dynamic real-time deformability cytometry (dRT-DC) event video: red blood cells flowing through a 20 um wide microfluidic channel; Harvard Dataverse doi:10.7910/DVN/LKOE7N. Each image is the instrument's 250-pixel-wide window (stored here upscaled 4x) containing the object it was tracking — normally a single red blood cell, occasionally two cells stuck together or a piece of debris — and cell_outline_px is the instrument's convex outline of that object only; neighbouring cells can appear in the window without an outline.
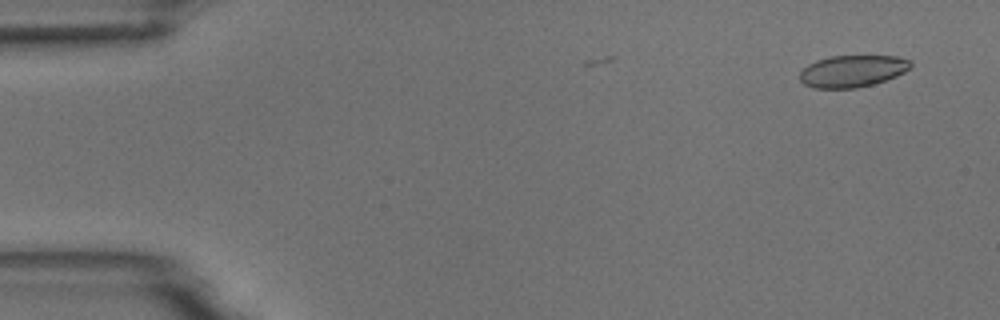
{"species": "common noctule bat (a hibernating species)", "species_latin": "Nyctalus noctula", "temperature_condition": "room temperature", "stored_images_in_passage": 3, "camera_frame_rate_fps": 3000, "um_per_image_px": 0.085, "animal": {"sex": "male", "body_mass_g": 18.8}, "frame": {"image": 1, "passage_image": 1, "time_ms": 0.0, "image_size_px": [1000, 320], "cell_outline_px": [[912, 64], [904, 72], [896, 76], [872, 84], [856, 88], [816, 88], [804, 84], [800, 80], [800, 72], [808, 64], [816, 60], [828, 56], [896, 56], [912, 60]], "centroid_in_image_um": [72.44, 6.03], "position_along_channel_um": 12.6, "area_um2": 20.52}}